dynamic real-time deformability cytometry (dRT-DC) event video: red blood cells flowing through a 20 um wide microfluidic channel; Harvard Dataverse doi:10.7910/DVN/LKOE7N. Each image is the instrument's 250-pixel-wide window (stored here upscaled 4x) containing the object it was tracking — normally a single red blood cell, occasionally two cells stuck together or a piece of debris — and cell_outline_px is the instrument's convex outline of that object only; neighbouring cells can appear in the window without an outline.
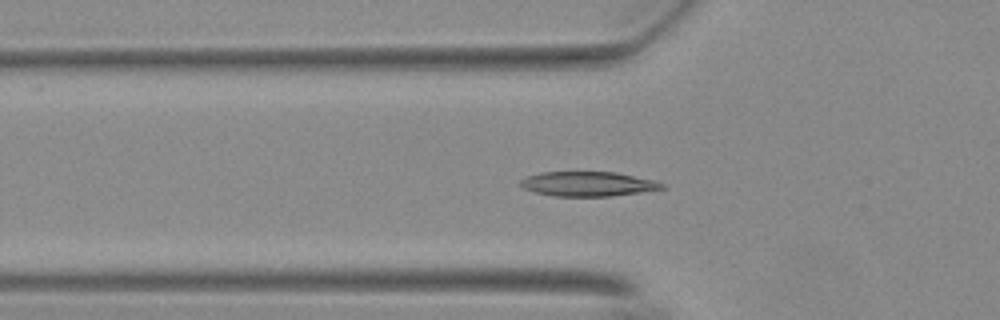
{"species": "Egyptian fruit bat (a non-hibernating species)", "species_latin": "Rousettus aegyptiacus", "temperature_condition": "warm", "stored_images_in_passage": 56, "camera_frame_rate_fps": 3000, "um_per_image_px": 0.085, "animal": {"sex": "female"}, "frame": {"image": 1, "passage_image": 19, "time_ms": 6.0, "image_size_px": [1000, 320], "cell_outline_px": [[668, 188], [612, 196], [552, 196], [536, 192], [524, 188], [520, 184], [520, 180], [528, 176], [540, 172], [616, 172], [652, 180], [664, 184]], "centroid_in_image_um": [49.98, 15.63], "position_along_channel_um": 75.8, "area_um2": 20.17}}
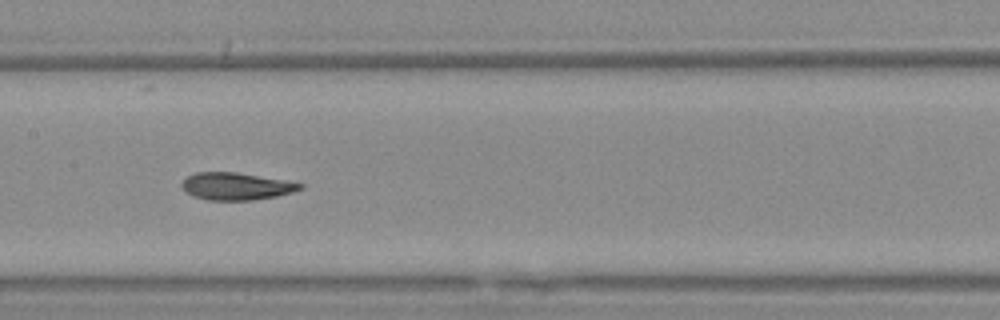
{"frame": {"image": 2, "passage_image": 28, "time_ms": 9.0, "image_size_px": [1000, 320], "cell_outline_px": [[304, 188], [292, 192], [276, 196], [252, 200], [208, 200], [192, 196], [180, 188], [180, 184], [188, 176], [196, 172], [236, 172], [284, 180], [304, 184]], "centroid_in_image_um": [20.04, 15.83], "position_along_channel_um": 187.4, "area_um2": 18.84}}
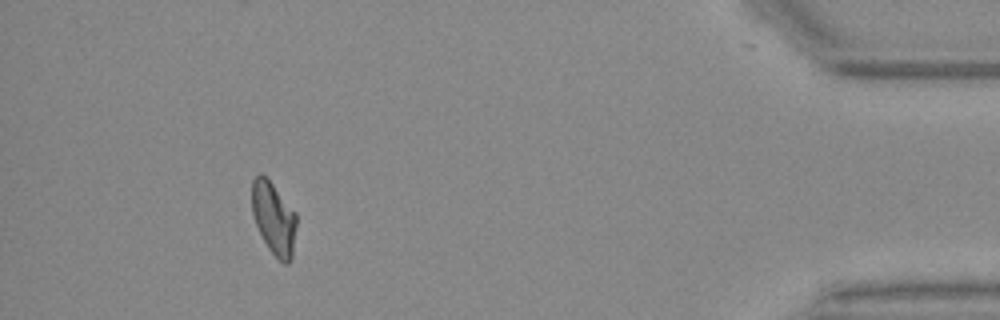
{"frame": {"image": 3, "passage_image": 51, "time_ms": 16.667, "image_size_px": [1000, 320], "cell_outline_px": [[296, 228], [292, 260], [288, 264], [284, 264], [268, 248], [256, 224], [252, 212], [252, 180], [260, 172], [272, 184], [296, 212]], "centroid_in_image_um": [23.28, 18.57], "position_along_channel_um": 411.9, "area_um2": 18.67}, "authors_computed_cell_mechanics": {"area_um2": 19.652, "velocity_mm_per_s": 3.7001, "shape_relaxation_time_tau1_ms": 7.6488, "shape_relaxation_time_tau2_ms": 2.2222, "deformation_change_tau1": 0.2147, "deformation_change_tau2": 0.0844}}